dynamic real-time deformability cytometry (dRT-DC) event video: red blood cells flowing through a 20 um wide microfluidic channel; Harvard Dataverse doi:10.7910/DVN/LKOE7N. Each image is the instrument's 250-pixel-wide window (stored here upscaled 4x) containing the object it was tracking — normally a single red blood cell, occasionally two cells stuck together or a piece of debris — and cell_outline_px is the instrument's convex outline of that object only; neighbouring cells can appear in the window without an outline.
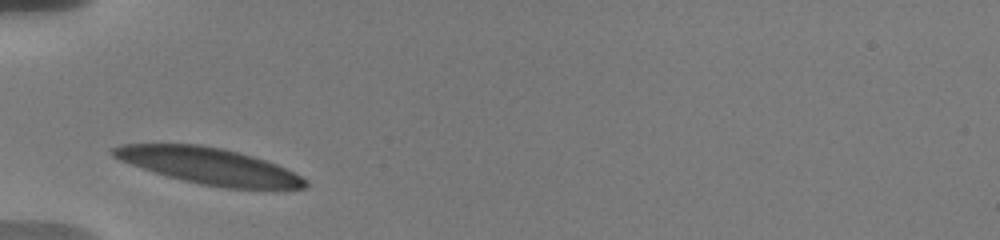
{"species": "human", "species_latin": "Homo sapiens", "temperature_condition": "warm", "stored_images_in_passage": 12, "camera_frame_rate_fps": 3000, "um_per_image_px": 0.085, "donor": {"sex": "male"}, "frame": {"image": 1, "passage_image": 1, "time_ms": 0.0, "image_size_px": [1000, 240], "cell_outline_px": [[308, 188], [224, 188], [200, 184], [168, 176], [120, 160], [112, 156], [108, 152], [112, 148], [120, 144], [200, 144], [220, 148], [252, 156], [276, 164], [308, 180]], "centroid_in_image_um": [17.74, 14.1], "position_along_channel_um": 67.3, "area_um2": 40.06}}
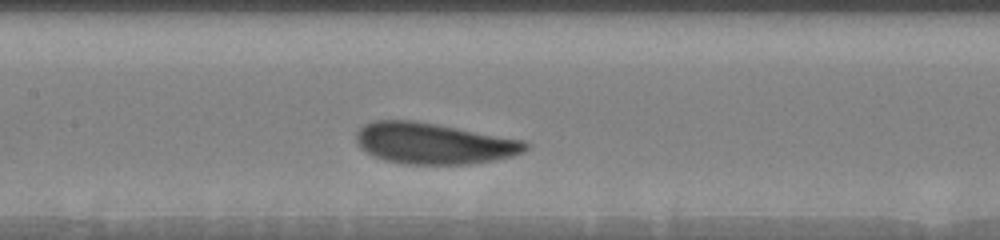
{"frame": {"image": 2, "passage_image": 6, "time_ms": 3.0, "image_size_px": [1000, 240], "cell_outline_px": [[528, 148], [524, 152], [512, 156], [472, 164], [404, 164], [384, 160], [360, 148], [356, 144], [356, 132], [364, 124], [372, 120], [412, 120], [436, 124], [524, 140], [528, 144]], "centroid_in_image_um": [36.84, 12.19], "position_along_channel_um": 170.6, "area_um2": 40.52}}
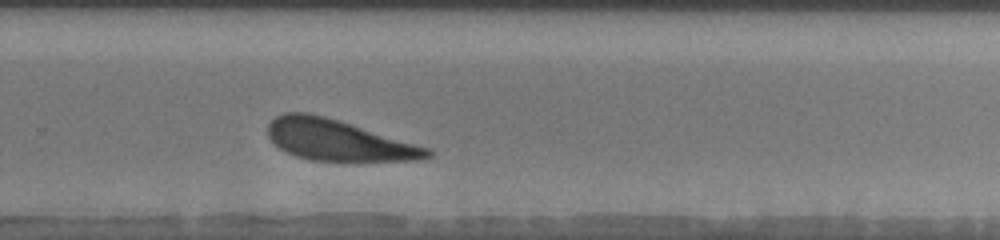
{"frame": {"image": 3, "passage_image": 12, "time_ms": 6.667, "image_size_px": [1000, 240], "cell_outline_px": [[432, 156], [420, 160], [308, 160], [284, 152], [268, 136], [268, 124], [276, 116], [284, 112], [308, 112], [340, 120], [432, 148]], "centroid_in_image_um": [28.77, 11.9], "position_along_channel_um": 301.0, "area_um2": 38.03}}